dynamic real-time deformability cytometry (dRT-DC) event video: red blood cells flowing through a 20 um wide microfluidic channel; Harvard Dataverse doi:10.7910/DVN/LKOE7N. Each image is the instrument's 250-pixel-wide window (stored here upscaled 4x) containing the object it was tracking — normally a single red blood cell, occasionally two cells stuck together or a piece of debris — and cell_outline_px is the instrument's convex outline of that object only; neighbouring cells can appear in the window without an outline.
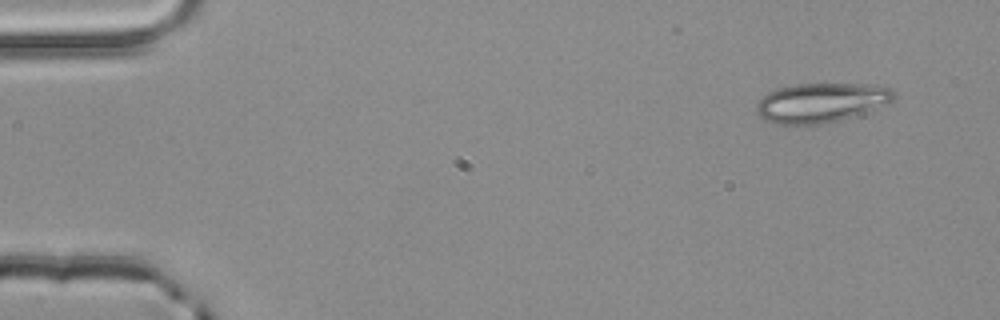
{"species": "common noctule bat (a hibernating species)", "species_latin": "Nyctalus noctula", "temperature_condition": "room temperature", "stored_images_in_passage": 2, "camera_frame_rate_fps": 3000, "um_per_image_px": 0.085, "animal": {"sex": "male", "body_mass_g": 20.4}, "frame": {"image": 1, "passage_image": 1, "time_ms": 0.0, "image_size_px": [1000, 320], "cell_outline_px": [[896, 96], [892, 100], [860, 112], [836, 120], [816, 124], [776, 124], [764, 120], [756, 112], [756, 104], [768, 92], [776, 88], [796, 84], [860, 84], [888, 88]], "centroid_in_image_um": [69.65, 8.71], "position_along_channel_um": 15.4, "area_um2": 30.52}}